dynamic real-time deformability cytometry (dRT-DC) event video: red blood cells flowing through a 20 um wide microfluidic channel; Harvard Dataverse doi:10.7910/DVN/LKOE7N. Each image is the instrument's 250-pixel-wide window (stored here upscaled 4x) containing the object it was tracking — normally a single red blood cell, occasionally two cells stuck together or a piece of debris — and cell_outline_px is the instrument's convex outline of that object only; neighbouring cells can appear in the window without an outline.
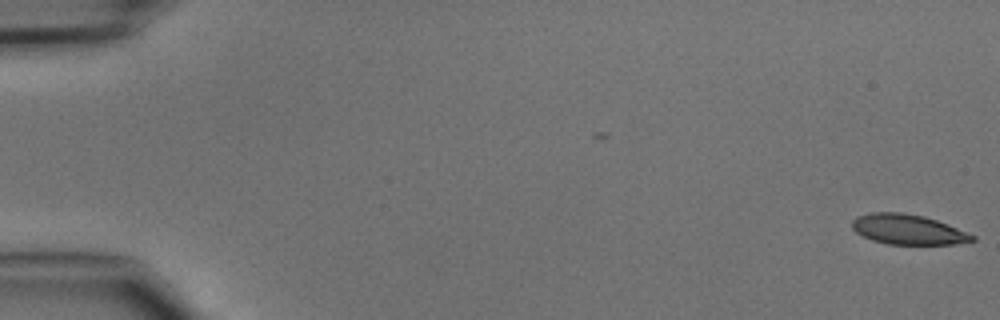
{"species": "common noctule bat (a hibernating species)", "species_latin": "Nyctalus noctula", "temperature_condition": "cold", "stored_images_in_passage": 48, "camera_frame_rate_fps": 3000, "um_per_image_px": 0.085, "animal": {"sex": "male", "body_mass_g": 15.6}, "frame": {"image": 1, "passage_image": 1, "time_ms": 0.0, "image_size_px": [1000, 320], "cell_outline_px": [[976, 240], [956, 244], [888, 244], [872, 240], [856, 232], [852, 228], [852, 220], [856, 216], [872, 212], [900, 212], [924, 216], [948, 224], [976, 236]], "centroid_in_image_um": [77.17, 19.5], "position_along_channel_um": 7.8, "area_um2": 21.04}}
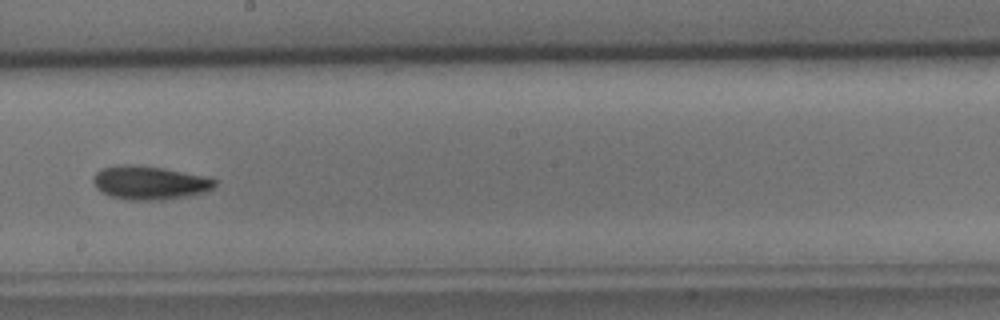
{"frame": {"image": 2, "passage_image": 28, "time_ms": 9.0, "image_size_px": [1000, 320], "cell_outline_px": [[216, 188], [204, 192], [188, 196], [164, 200], [132, 200], [112, 196], [100, 192], [96, 188], [92, 180], [92, 176], [100, 168], [116, 164], [128, 164], [164, 168], [208, 176], [216, 180]], "centroid_in_image_um": [12.72, 15.52], "position_along_channel_um": 235.5, "area_um2": 24.22}}
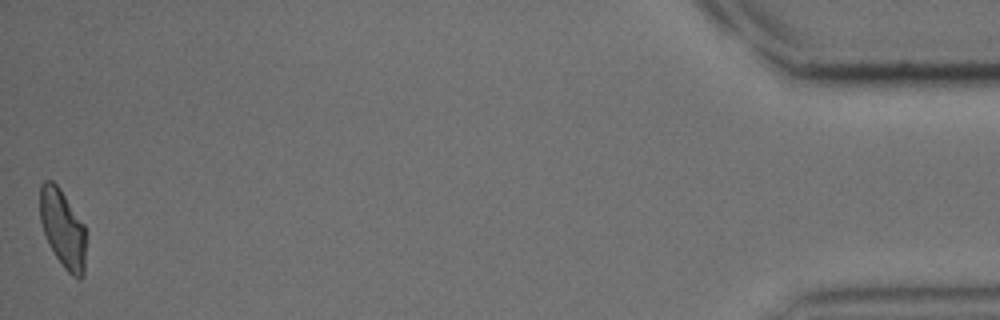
{"frame": {"image": 3, "passage_image": 48, "time_ms": 15.667, "image_size_px": [1000, 320], "cell_outline_px": [[84, 276], [80, 280], [72, 276], [64, 268], [56, 256], [44, 232], [40, 220], [40, 184], [44, 180], [52, 180], [60, 188], [84, 224]], "centroid_in_image_um": [5.32, 19.41], "position_along_channel_um": 429.9, "area_um2": 20.63}}